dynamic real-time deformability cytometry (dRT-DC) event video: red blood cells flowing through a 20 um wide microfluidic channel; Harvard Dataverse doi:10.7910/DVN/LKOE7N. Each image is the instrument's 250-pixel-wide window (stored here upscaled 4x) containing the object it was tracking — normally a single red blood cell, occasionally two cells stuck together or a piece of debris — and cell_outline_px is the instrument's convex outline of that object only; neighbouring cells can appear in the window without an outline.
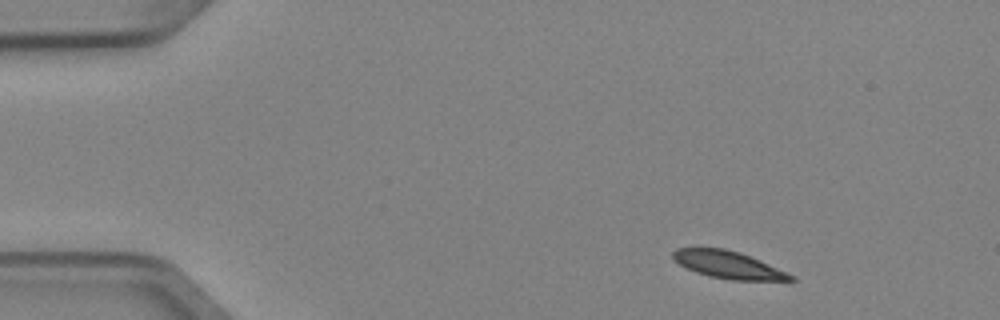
{"species": "Egyptian fruit bat (a non-hibernating species)", "species_latin": "Rousettus aegyptiacus", "temperature_condition": "cold", "stored_images_in_passage": 3, "camera_frame_rate_fps": 3000, "um_per_image_px": 0.085, "animal": {"sex": "female"}, "frame": {"image": 1, "passage_image": 1, "time_ms": 0.0, "image_size_px": [1000, 320], "cell_outline_px": [[796, 280], [732, 280], [708, 276], [696, 272], [680, 264], [672, 256], [672, 252], [676, 248], [724, 248], [740, 252], [788, 272], [796, 276]], "centroid_in_image_um": [61.93, 22.51], "position_along_channel_um": 23.1, "area_um2": 18.61}}